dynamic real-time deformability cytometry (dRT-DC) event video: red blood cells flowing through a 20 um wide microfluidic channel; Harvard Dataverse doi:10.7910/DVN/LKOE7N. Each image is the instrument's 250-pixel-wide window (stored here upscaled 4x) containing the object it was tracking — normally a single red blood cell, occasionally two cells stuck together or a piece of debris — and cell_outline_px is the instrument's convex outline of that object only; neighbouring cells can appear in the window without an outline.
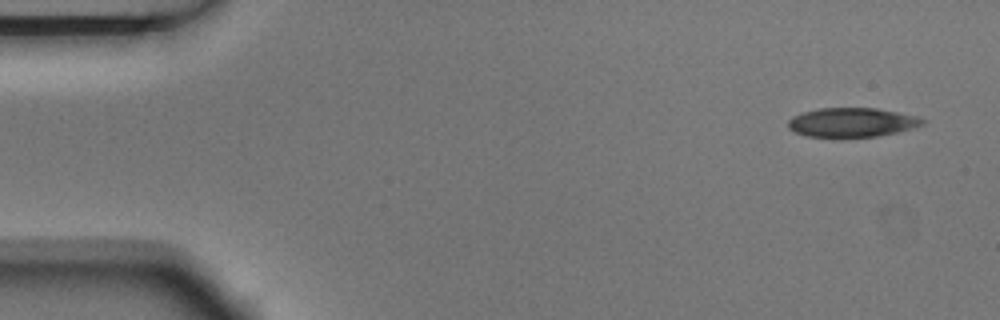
{"species": "Egyptian fruit bat (a non-hibernating species)", "species_latin": "Rousettus aegyptiacus", "temperature_condition": "room temperature", "stored_images_in_passage": 4, "camera_frame_rate_fps": 3000, "um_per_image_px": 0.085, "animal": {"sex": "male"}, "frame": {"image": 1, "passage_image": 1, "time_ms": 0.0, "image_size_px": [1000, 320], "cell_outline_px": [[924, 124], [900, 132], [876, 136], [840, 140], [808, 136], [796, 132], [788, 128], [788, 120], [792, 116], [804, 112], [820, 108], [876, 108], [920, 116], [924, 120]], "centroid_in_image_um": [72.41, 10.44], "position_along_channel_um": 12.6, "area_um2": 23.64}}
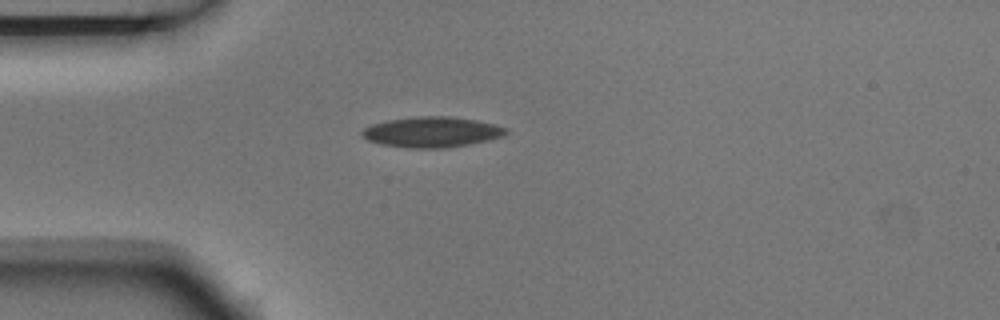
{"frame": {"image": 2, "passage_image": 4, "time_ms": 1.0, "image_size_px": [1000, 320], "cell_outline_px": [[508, 132], [504, 136], [488, 140], [468, 144], [444, 148], [408, 148], [380, 144], [368, 140], [360, 136], [360, 132], [364, 128], [372, 124], [388, 120], [420, 116], [452, 116], [476, 120], [496, 124], [508, 128]], "centroid_in_image_um": [36.71, 11.22], "position_along_channel_um": 48.3, "area_um2": 25.72}}